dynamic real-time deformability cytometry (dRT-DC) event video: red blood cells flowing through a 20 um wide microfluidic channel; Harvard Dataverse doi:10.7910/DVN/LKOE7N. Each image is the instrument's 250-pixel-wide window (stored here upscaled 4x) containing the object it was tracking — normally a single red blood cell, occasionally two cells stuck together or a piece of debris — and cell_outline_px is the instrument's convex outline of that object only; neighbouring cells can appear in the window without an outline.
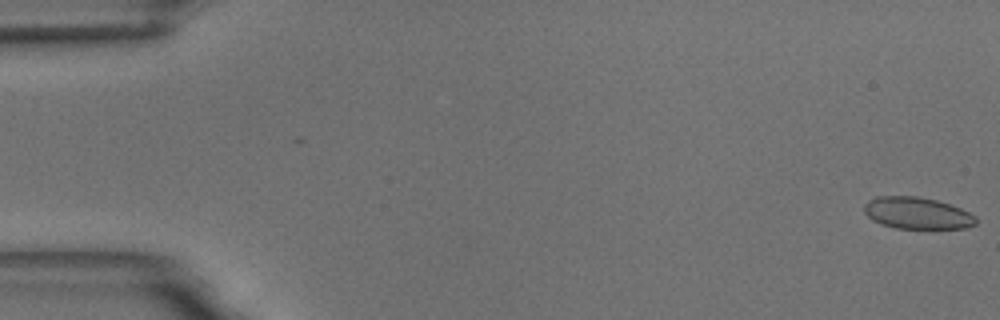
{"species": "common noctule bat (a hibernating species)", "species_latin": "Nyctalus noctula", "temperature_condition": "room temperature", "stored_images_in_passage": 4, "camera_frame_rate_fps": 3000, "um_per_image_px": 0.085, "animal": {"sex": "male", "body_mass_g": 18.8}, "frame": {"image": 1, "passage_image": 1, "time_ms": 0.0, "image_size_px": [1000, 320], "cell_outline_px": [[976, 224], [968, 228], [896, 228], [880, 224], [872, 220], [864, 212], [864, 204], [868, 200], [876, 196], [916, 196], [936, 200], [960, 208], [976, 216]], "centroid_in_image_um": [77.93, 18.11], "position_along_channel_um": 7.1, "area_um2": 20.69}}